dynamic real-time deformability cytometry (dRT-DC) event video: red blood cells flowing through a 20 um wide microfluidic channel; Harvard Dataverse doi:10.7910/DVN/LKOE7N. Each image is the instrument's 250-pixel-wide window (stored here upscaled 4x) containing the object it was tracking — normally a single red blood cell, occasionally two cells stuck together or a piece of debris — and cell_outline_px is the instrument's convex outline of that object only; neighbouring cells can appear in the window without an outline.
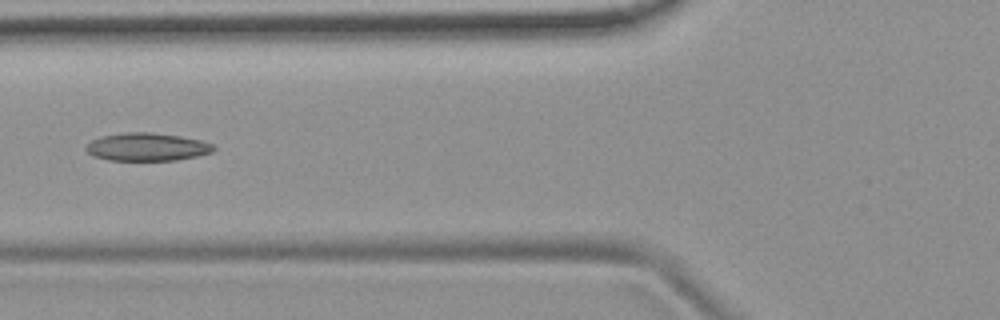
{"species": "common noctule bat (a hibernating species)", "species_latin": "Nyctalus noctula", "temperature_condition": "room temperature", "stored_images_in_passage": 5, "camera_frame_rate_fps": 3000, "um_per_image_px": 0.085, "animal": {"sex": "female", "body_mass_g": 19.9}, "frame": {"image": 1, "passage_image": 2, "time_ms": 1.0, "image_size_px": [1000, 320], "cell_outline_px": [[216, 148], [212, 152], [196, 156], [176, 160], [108, 160], [92, 156], [84, 148], [92, 140], [100, 136], [124, 132], [152, 132], [180, 136], [200, 140], [212, 144]], "centroid_in_image_um": [12.47, 12.48], "position_along_channel_um": 113.3, "area_um2": 20.81}}
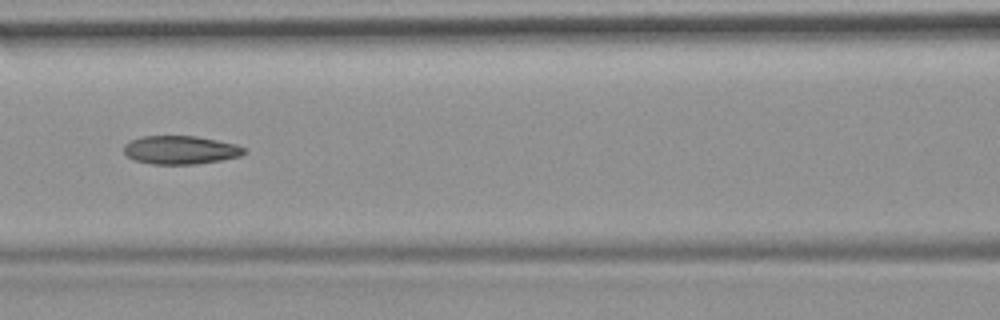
{"frame": {"image": 2, "passage_image": 3, "time_ms": 2.0, "image_size_px": [1000, 320], "cell_outline_px": [[248, 152], [240, 156], [220, 160], [196, 164], [152, 164], [136, 160], [128, 156], [124, 152], [124, 144], [128, 140], [144, 136], [196, 136], [236, 144], [248, 148]], "centroid_in_image_um": [15.37, 12.74], "position_along_channel_um": 151.2, "area_um2": 20.0}}
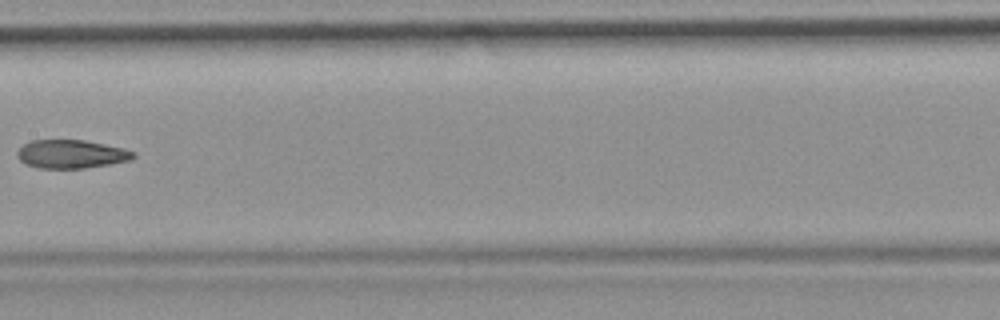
{"frame": {"image": 3, "passage_image": 4, "time_ms": 3.333, "image_size_px": [1000, 320], "cell_outline_px": [[136, 156], [132, 160], [112, 164], [84, 168], [40, 168], [24, 164], [16, 156], [16, 152], [24, 144], [32, 140], [84, 140], [124, 148], [136, 152]], "centroid_in_image_um": [6.08, 13.1], "position_along_channel_um": 201.3, "area_um2": 19.42}}